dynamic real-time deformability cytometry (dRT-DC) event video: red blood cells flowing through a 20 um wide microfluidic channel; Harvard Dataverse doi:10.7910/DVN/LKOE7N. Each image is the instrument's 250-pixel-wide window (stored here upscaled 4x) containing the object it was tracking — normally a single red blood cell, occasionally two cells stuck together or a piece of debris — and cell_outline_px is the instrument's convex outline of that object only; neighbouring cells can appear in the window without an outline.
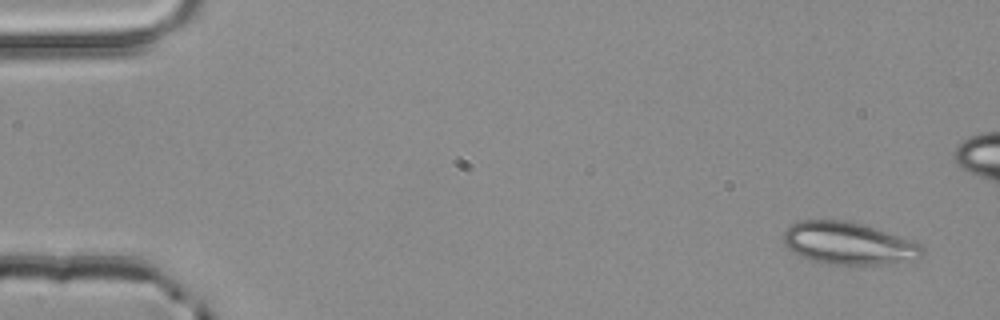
{"species": "common noctule bat (a hibernating species)", "species_latin": "Nyctalus noctula", "temperature_condition": "room temperature", "stored_images_in_passage": 4, "camera_frame_rate_fps": 3000, "um_per_image_px": 0.085, "animal": {"sex": "male", "body_mass_g": 20.4}, "frame": {"image": 1, "passage_image": 1, "time_ms": 0.0, "image_size_px": [1000, 320], "cell_outline_px": [[924, 252], [916, 260], [892, 264], [828, 264], [812, 260], [800, 256], [792, 252], [784, 244], [784, 232], [792, 224], [800, 220], [848, 220], [864, 224], [912, 240], [920, 244], [924, 248]], "centroid_in_image_um": [72.15, 20.68], "position_along_channel_um": 12.8, "area_um2": 34.45}}